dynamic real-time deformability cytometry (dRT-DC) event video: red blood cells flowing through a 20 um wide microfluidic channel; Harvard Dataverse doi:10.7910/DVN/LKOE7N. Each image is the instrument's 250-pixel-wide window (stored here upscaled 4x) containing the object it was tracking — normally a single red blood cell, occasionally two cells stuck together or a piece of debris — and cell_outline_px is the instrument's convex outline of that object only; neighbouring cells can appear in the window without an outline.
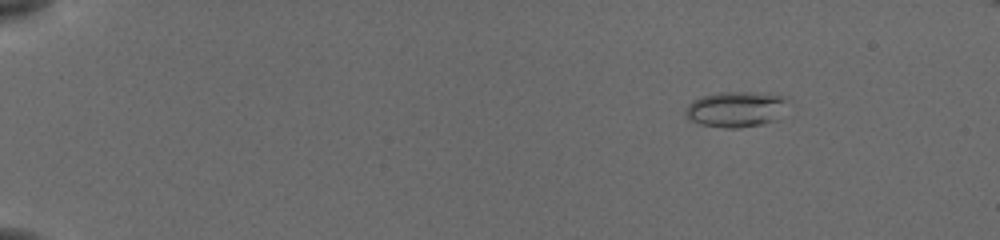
{"species": "common noctule bat (a hibernating species)", "species_latin": "Nyctalus noctula", "temperature_condition": "cold", "stored_images_in_passage": 55, "camera_frame_rate_fps": 3000, "um_per_image_px": 0.085, "animal": {"sex": "female", "body_mass_g": 19.5, "forearm_length_mm": 54.1}, "frame": {"image": 1, "passage_image": 8, "time_ms": 2.333, "image_size_px": [1000, 240], "cell_outline_px": [[784, 100], [776, 120], [760, 124], [740, 128], [724, 128], [700, 124], [692, 120], [684, 112], [684, 108], [692, 100], [704, 96], [720, 92], [728, 92], [784, 96]], "centroid_in_image_um": [62.42, 9.31], "position_along_channel_um": 22.6, "area_um2": 20.35}}
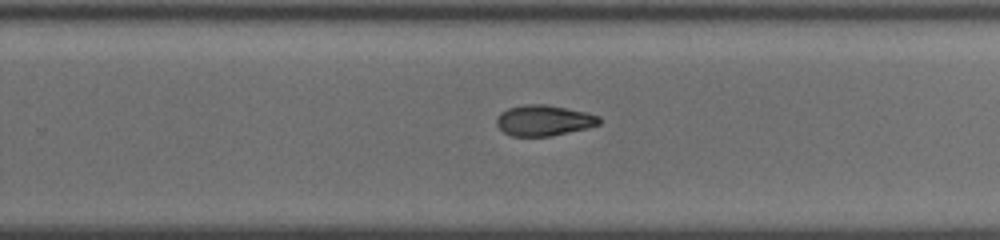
{"frame": {"image": 2, "passage_image": 38, "time_ms": 12.333, "image_size_px": [1000, 240], "cell_outline_px": [[600, 124], [588, 128], [552, 136], [512, 136], [504, 132], [496, 124], [496, 120], [500, 112], [508, 108], [524, 104], [544, 104], [588, 112], [600, 116]], "centroid_in_image_um": [46.24, 10.23], "position_along_channel_um": 283.6, "area_um2": 18.5}}
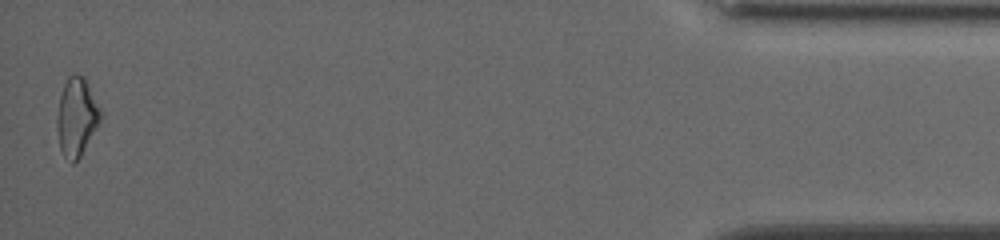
{"frame": {"image": 3, "passage_image": 55, "time_ms": 18.0, "image_size_px": [1000, 240], "cell_outline_px": [[104, 116], [80, 156], [72, 164], [64, 156], [60, 148], [56, 128], [56, 120], [60, 96], [64, 84], [68, 76], [72, 72], [76, 72], [84, 76], [104, 112]], "centroid_in_image_um": [6.54, 9.89], "position_along_channel_um": 428.7, "area_um2": 20.35}, "authors_computed_cell_mechanics": {"area_um2": 18.7272, "velocity_mm_per_s": 3.8652, "shape_relaxation_time_tau1_ms": 6.2446, "shape_relaxation_time_tau2_ms": 4.1492, "deformation_change_tau1": 0.153, "deformation_change_tau2": 0.1034}}